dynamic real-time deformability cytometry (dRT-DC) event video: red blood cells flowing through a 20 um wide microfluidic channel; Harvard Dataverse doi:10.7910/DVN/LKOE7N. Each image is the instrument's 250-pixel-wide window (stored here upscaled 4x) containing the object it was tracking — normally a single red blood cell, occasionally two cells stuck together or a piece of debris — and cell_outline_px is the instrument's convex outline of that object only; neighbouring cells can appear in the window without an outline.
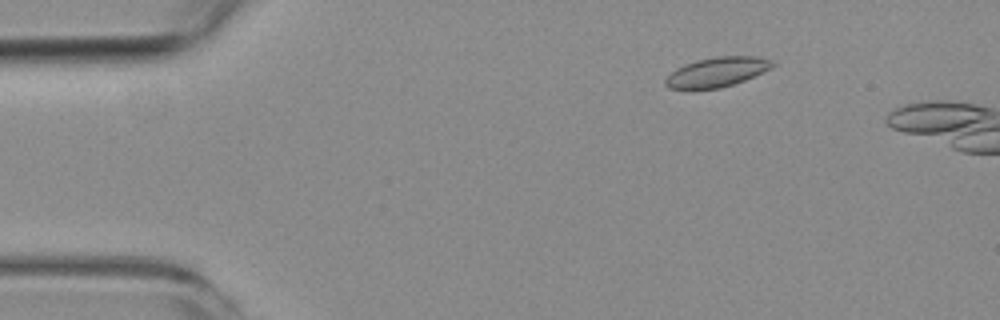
{"species": "common noctule bat (a hibernating species)", "species_latin": "Nyctalus noctula", "temperature_condition": "room temperature", "stored_images_in_passage": 4, "camera_frame_rate_fps": 3000, "um_per_image_px": 0.085, "animal": {"sex": "female", "body_mass_g": 19.3, "forearm_length_mm": 54.1}, "frame": {"image": 1, "passage_image": 3, "time_ms": 2.0, "image_size_px": [1000, 320], "cell_outline_px": [[776, 64], [772, 68], [744, 80], [720, 88], [668, 88], [664, 84], [664, 80], [676, 68], [684, 64], [696, 60], [716, 56], [756, 56], [772, 60]], "centroid_in_image_um": [60.96, 6.1], "position_along_channel_um": 24.0, "area_um2": 18.32}}